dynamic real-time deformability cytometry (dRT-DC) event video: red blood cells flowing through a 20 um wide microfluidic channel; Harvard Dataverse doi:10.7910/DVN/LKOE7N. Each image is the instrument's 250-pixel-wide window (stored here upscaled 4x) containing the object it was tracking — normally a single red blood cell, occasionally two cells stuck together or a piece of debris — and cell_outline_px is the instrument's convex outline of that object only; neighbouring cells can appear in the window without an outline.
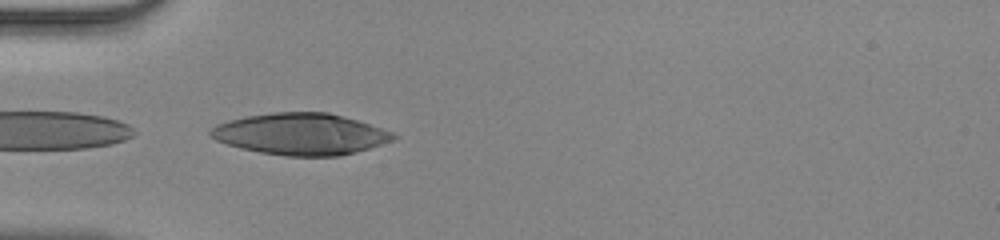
{"species": "human", "species_latin": "Homo sapiens", "temperature_condition": "room temperature", "stored_images_in_passage": 21, "camera_frame_rate_fps": 3000, "um_per_image_px": 0.085, "donor": {"sex": "male"}, "frame": {"image": 1, "passage_image": 1, "time_ms": 0.0, "image_size_px": [1000, 240], "cell_outline_px": [[372, 144], [364, 148], [348, 152], [328, 156], [300, 156], [268, 152], [248, 148], [232, 144], [220, 140], [224, 124], [236, 120], [256, 116], [288, 112], [320, 112], [352, 120], [364, 124], [368, 128]], "centroid_in_image_um": [25.34, 11.39], "position_along_channel_um": 59.7, "area_um2": 37.4}}
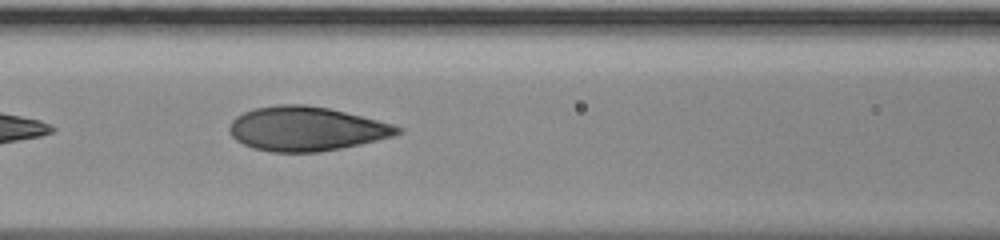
{"frame": {"image": 2, "passage_image": 7, "time_ms": 2.0, "image_size_px": [1000, 240], "cell_outline_px": [[396, 132], [384, 136], [352, 144], [332, 148], [304, 152], [284, 152], [260, 148], [248, 144], [240, 140], [232, 132], [232, 124], [240, 116], [248, 112], [264, 108], [324, 108], [356, 116], [384, 124], [396, 128]], "centroid_in_image_um": [25.94, 10.98], "position_along_channel_um": 140.7, "area_um2": 37.97}}
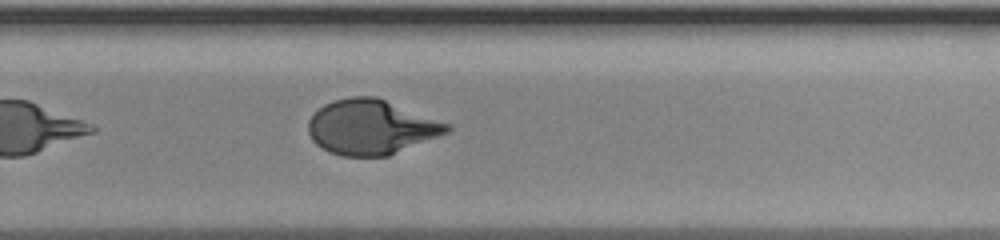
{"frame": {"image": 3, "passage_image": 18, "time_ms": 5.667, "image_size_px": [1000, 240], "cell_outline_px": [[448, 128], [440, 132], [384, 156], [348, 156], [324, 148], [312, 136], [312, 116], [320, 108], [328, 104], [340, 100], [384, 100], [440, 124]], "centroid_in_image_um": [31.41, 10.85], "position_along_channel_um": 298.4, "area_um2": 39.19}}